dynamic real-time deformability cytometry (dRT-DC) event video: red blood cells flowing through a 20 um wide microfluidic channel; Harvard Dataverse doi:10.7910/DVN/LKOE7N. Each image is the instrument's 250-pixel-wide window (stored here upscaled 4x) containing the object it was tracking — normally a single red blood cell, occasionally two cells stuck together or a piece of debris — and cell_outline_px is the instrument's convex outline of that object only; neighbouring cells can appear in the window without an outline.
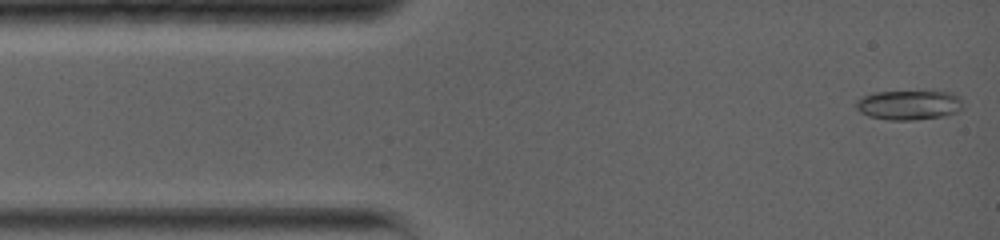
{"species": "common noctule bat (a hibernating species)", "species_latin": "Nyctalus noctula", "temperature_condition": "warm", "stored_images_in_passage": 52, "camera_frame_rate_fps": 5000, "um_per_image_px": 0.085, "animal": {"sex": "female", "body_mass_g": 19.0, "forearm_length_mm": 56.7}, "frame": {"image": 1, "passage_image": 1, "time_ms": 0.0, "image_size_px": [1000, 240], "cell_outline_px": [[964, 108], [956, 112], [944, 116], [912, 120], [888, 120], [868, 116], [860, 112], [856, 108], [856, 100], [864, 96], [876, 92], [948, 92], [960, 96]], "centroid_in_image_um": [77.27, 8.94], "position_along_channel_um": 7.7, "area_um2": 18.38}}
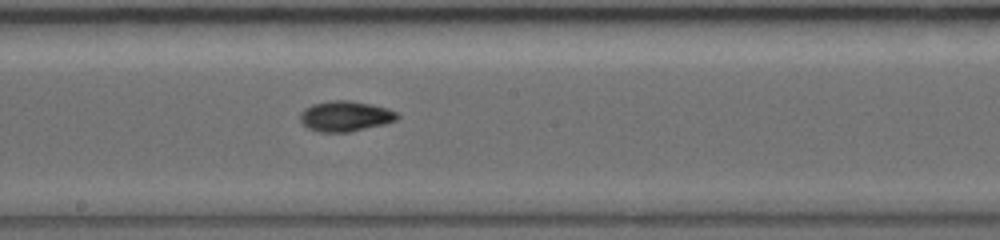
{"frame": {"image": 2, "passage_image": 23, "time_ms": 7.2, "image_size_px": [1000, 240], "cell_outline_px": [[400, 116], [396, 120], [384, 124], [348, 132], [320, 132], [308, 128], [300, 120], [300, 112], [304, 108], [312, 104], [332, 100], [348, 100], [388, 108], [396, 112]], "centroid_in_image_um": [29.33, 9.87], "position_along_channel_um": 218.9, "area_um2": 17.11}}
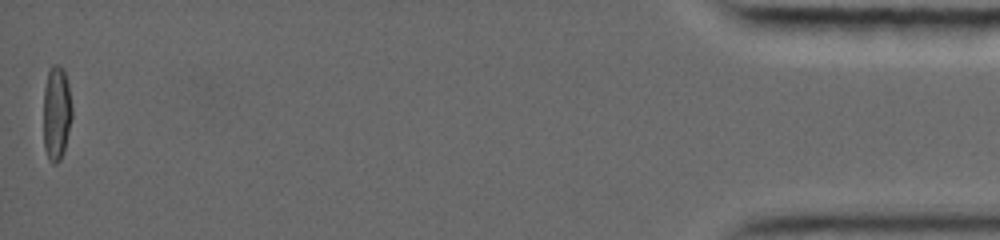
{"frame": {"image": 3, "passage_image": 51, "time_ms": 16.0, "image_size_px": [1000, 240], "cell_outline_px": [[72, 116], [64, 148], [60, 160], [56, 164], [52, 164], [48, 160], [44, 148], [44, 88], [48, 72], [52, 64], [60, 64], [64, 72], [68, 84], [72, 108]], "centroid_in_image_um": [4.79, 9.62], "position_along_channel_um": 430.4, "area_um2": 15.66}, "authors_computed_cell_mechanics": {"area_um2": 15.9528, "velocity_mm_per_s": 3.9191, "shape_relaxation_time_tau1_ms": 7.0108, "shape_relaxation_time_tau2_ms": 2.6249, "deformation_change_tau1": 0.2205, "deformation_change_tau2": 0.0518}}